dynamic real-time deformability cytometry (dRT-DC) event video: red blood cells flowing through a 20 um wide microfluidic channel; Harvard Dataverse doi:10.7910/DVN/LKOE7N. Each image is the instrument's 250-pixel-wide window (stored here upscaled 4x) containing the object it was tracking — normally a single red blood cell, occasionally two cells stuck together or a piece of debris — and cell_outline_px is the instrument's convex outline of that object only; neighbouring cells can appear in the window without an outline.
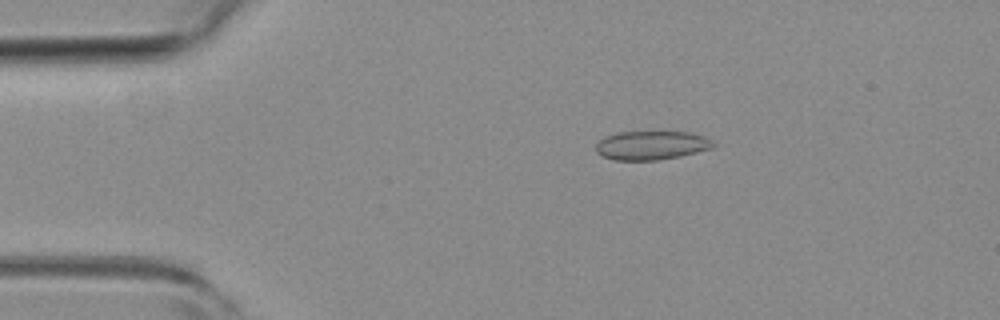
{"species": "common noctule bat (a hibernating species)", "species_latin": "Nyctalus noctula", "temperature_condition": "room temperature", "stored_images_in_passage": 4, "camera_frame_rate_fps": 3000, "um_per_image_px": 0.085, "animal": {"sex": "female", "body_mass_g": 19.3, "forearm_length_mm": 54.1}, "frame": {"image": 1, "passage_image": 3, "time_ms": 0.667, "image_size_px": [1000, 320], "cell_outline_px": [[716, 144], [712, 148], [680, 156], [656, 160], [616, 160], [604, 156], [596, 152], [596, 144], [604, 136], [620, 132], [692, 132], [704, 136]], "centroid_in_image_um": [55.37, 12.35], "position_along_channel_um": 29.6, "area_um2": 19.59}}